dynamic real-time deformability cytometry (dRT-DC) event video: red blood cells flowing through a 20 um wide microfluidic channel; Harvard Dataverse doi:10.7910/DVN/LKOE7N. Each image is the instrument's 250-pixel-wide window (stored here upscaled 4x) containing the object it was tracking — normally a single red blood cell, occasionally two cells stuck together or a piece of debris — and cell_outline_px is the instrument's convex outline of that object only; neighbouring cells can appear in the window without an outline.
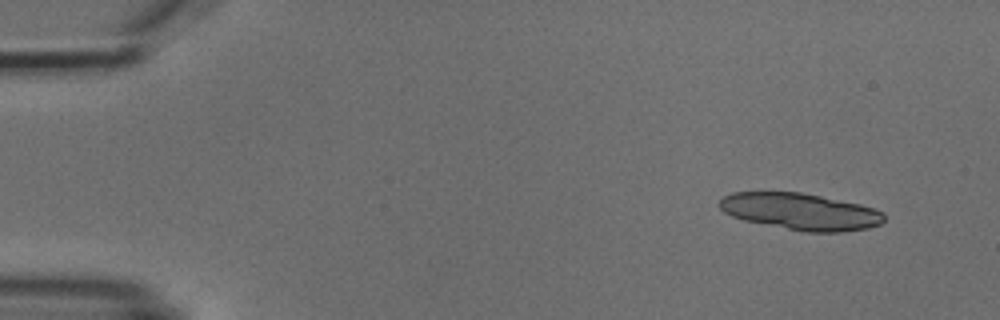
{"species": "common noctule bat (a hibernating species)", "species_latin": "Nyctalus noctula", "temperature_condition": "cold", "stored_images_in_passage": 7, "segment_of_instrument_passage": [1, 2], "camera_frame_rate_fps": 3000, "um_per_image_px": 0.085, "animal": {"sex": "male", "body_mass_g": 18.8}, "frame": {"image": 1, "passage_image": 2, "time_ms": 1.0, "image_size_px": [1000, 320], "cell_outline_px": [[884, 220], [880, 224], [868, 228], [844, 232], [804, 232], [744, 220], [732, 216], [724, 212], [716, 204], [724, 196], [732, 192], [800, 192], [860, 204], [876, 208], [884, 212]], "centroid_in_image_um": [68.05, 17.98], "position_along_channel_um": 17.0, "area_um2": 35.32}}